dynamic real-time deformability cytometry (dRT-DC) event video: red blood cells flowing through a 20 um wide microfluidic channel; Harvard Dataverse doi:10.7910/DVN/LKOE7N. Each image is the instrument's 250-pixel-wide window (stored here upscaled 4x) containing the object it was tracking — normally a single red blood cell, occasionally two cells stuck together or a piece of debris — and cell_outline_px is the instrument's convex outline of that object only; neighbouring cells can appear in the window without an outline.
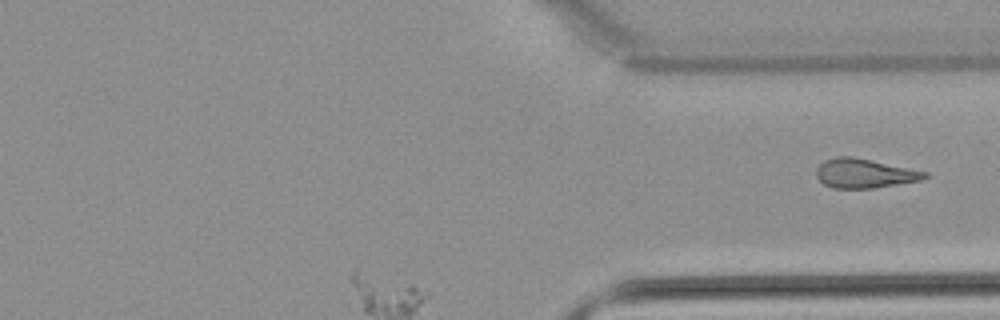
{"species": "common noctule bat (a hibernating species)", "species_latin": "Nyctalus noctula", "temperature_condition": "warm", "stored_images_in_passage": 29, "segment_of_instrument_passage": [2, 2], "camera_frame_rate_fps": 3000, "um_per_image_px": 0.085, "animal": {"sex": "male", "body_mass_g": 21.5, "forearm_length_mm": 52.0}, "frame": {"image": 1, "passage_image": 29, "time_ms": 9.333, "image_size_px": [1000, 320], "cell_outline_px": [[928, 176], [920, 180], [872, 188], [832, 188], [824, 184], [816, 176], [816, 168], [824, 160], [836, 156], [852, 156], [928, 172]], "centroid_in_image_um": [73.43, 14.73], "position_along_channel_um": 338.0, "area_um2": 18.32}}